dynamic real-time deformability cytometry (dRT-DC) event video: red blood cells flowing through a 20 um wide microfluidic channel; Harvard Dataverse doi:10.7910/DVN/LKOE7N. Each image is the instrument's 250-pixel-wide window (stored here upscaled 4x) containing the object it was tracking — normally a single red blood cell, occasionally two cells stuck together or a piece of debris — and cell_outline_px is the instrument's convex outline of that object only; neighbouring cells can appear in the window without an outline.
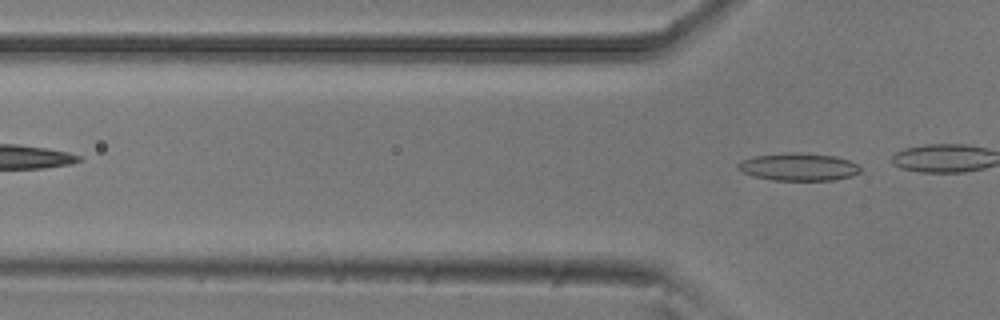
{"species": "common noctule bat (a hibernating species)", "species_latin": "Nyctalus noctula", "temperature_condition": "room temperature", "stored_images_in_passage": 7, "camera_frame_rate_fps": 3000, "um_per_image_px": 0.085, "animal": {"sex": "male", "body_mass_g": 20.5, "forearm_length_mm": 52.5}, "frame": {"image": 1, "passage_image": 7, "time_ms": 2.0, "image_size_px": [1000, 320], "cell_outline_px": [[860, 172], [852, 176], [836, 180], [772, 180], [752, 176], [736, 168], [736, 164], [740, 160], [756, 156], [784, 152], [804, 152], [836, 156], [848, 160], [856, 164], [860, 168]], "centroid_in_image_um": [67.85, 14.18], "position_along_channel_um": 57.9, "area_um2": 19.94}}